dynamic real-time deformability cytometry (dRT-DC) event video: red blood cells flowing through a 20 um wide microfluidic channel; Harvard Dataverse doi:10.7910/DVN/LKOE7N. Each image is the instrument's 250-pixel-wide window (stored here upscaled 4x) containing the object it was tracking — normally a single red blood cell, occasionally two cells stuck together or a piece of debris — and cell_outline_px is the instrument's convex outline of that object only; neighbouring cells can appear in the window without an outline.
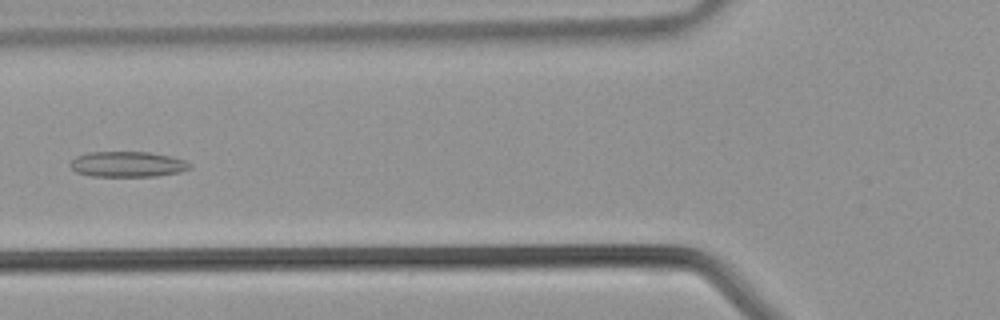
{"species": "common noctule bat (a hibernating species)", "species_latin": "Nyctalus noctula", "temperature_condition": "warm", "stored_images_in_passage": 34, "camera_frame_rate_fps": 3000, "um_per_image_px": 0.085, "animal": {"sex": "male", "body_mass_g": 21.5, "forearm_length_mm": 52.0}, "frame": {"image": 1, "passage_image": 9, "time_ms": 2.667, "image_size_px": [1000, 320], "cell_outline_px": [[192, 168], [180, 172], [156, 176], [88, 176], [76, 172], [68, 164], [76, 156], [88, 152], [148, 152], [168, 156], [184, 160], [192, 164]], "centroid_in_image_um": [10.82, 13.96], "position_along_channel_um": 115.0, "area_um2": 17.8}}
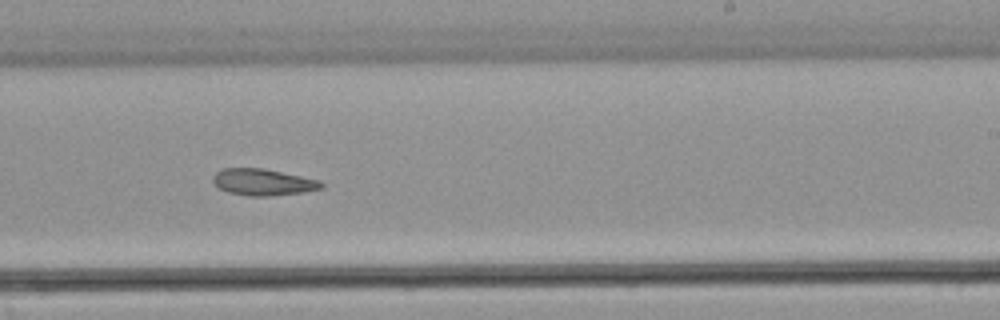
{"frame": {"image": 2, "passage_image": 18, "time_ms": 5.667, "image_size_px": [1000, 320], "cell_outline_px": [[324, 188], [304, 192], [268, 196], [248, 196], [228, 192], [216, 188], [212, 180], [212, 176], [220, 168], [264, 168], [320, 180], [324, 184]], "centroid_in_image_um": [22.33, 15.48], "position_along_channel_um": 266.7, "area_um2": 17.05}}
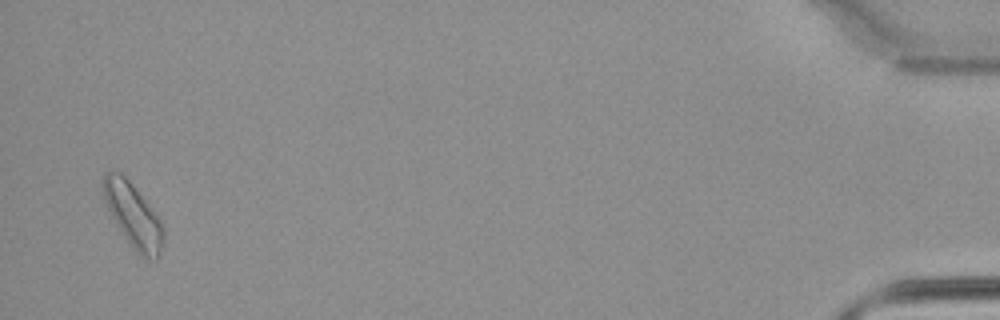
{"frame": {"image": 3, "passage_image": 33, "time_ms": 10.667, "image_size_px": [1000, 320], "cell_outline_px": [[164, 240], [160, 252], [156, 260], [140, 256], [136, 252], [124, 236], [112, 216], [104, 200], [104, 172], [120, 172], [128, 180], [156, 216], [164, 228]], "centroid_in_image_um": [11.33, 18.36], "position_along_channel_um": 423.9, "area_um2": 21.5}}